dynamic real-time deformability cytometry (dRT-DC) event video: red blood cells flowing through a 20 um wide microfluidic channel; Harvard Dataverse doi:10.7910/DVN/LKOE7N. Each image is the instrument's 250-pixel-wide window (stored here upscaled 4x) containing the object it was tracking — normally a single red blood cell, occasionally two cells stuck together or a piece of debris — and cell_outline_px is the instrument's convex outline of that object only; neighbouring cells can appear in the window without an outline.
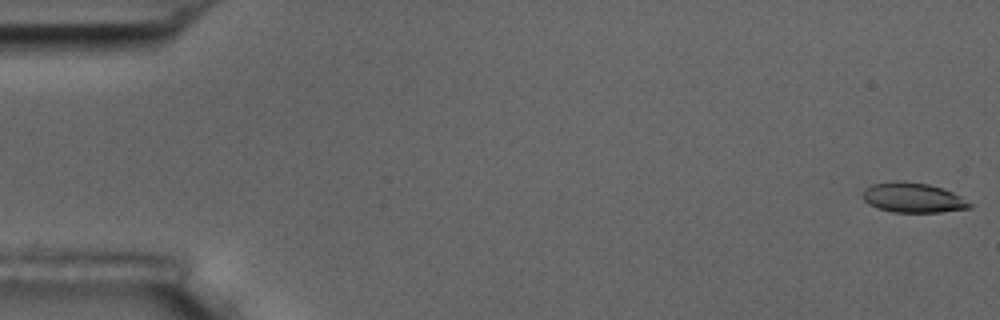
{"species": "common noctule bat (a hibernating species)", "species_latin": "Nyctalus noctula", "temperature_condition": "room temperature", "stored_images_in_passage": 5, "camera_frame_rate_fps": 3000, "um_per_image_px": 0.085, "animal": {"sex": "male", "body_mass_g": 17.5, "forearm_length_mm": 52.3}, "frame": {"image": 1, "passage_image": 1, "time_ms": 0.0, "image_size_px": [1000, 320], "cell_outline_px": [[976, 204], [972, 208], [940, 212], [892, 212], [876, 208], [868, 204], [864, 200], [864, 188], [872, 184], [896, 180], [904, 180], [928, 184], [952, 192]], "centroid_in_image_um": [77.63, 16.8], "position_along_channel_um": 7.4, "area_um2": 18.84}}
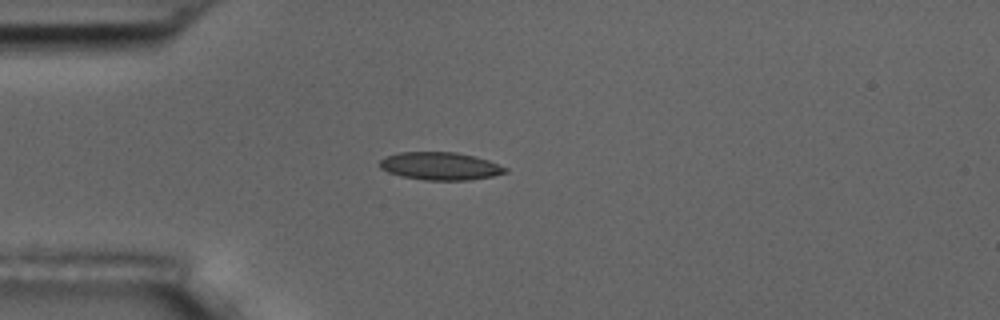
{"frame": {"image": 2, "passage_image": 5, "time_ms": 4.667, "image_size_px": [1000, 320], "cell_outline_px": [[508, 172], [492, 176], [468, 180], [424, 180], [400, 176], [388, 172], [380, 168], [380, 160], [384, 156], [400, 152], [456, 152], [476, 156], [488, 160], [508, 168]], "centroid_in_image_um": [37.41, 14.11], "position_along_channel_um": 47.6, "area_um2": 20.46}}